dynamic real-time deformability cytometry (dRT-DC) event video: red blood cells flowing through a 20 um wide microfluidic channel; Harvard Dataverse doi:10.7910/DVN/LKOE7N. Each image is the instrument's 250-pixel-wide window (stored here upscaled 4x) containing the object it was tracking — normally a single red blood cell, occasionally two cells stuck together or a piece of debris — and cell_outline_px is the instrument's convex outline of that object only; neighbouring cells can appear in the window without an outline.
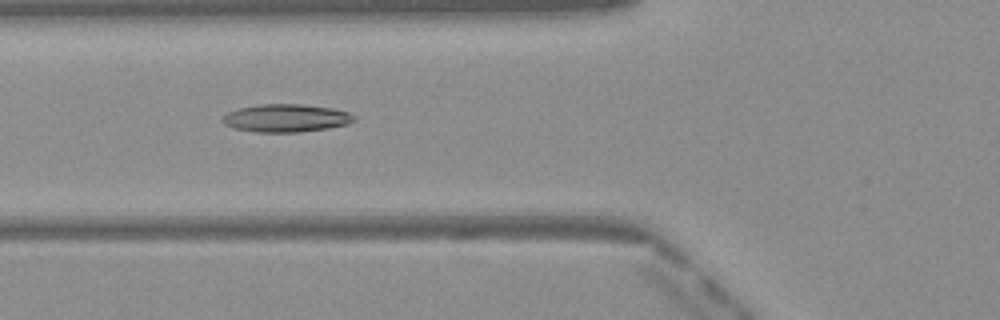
{"species": "Egyptian fruit bat (a non-hibernating species)", "species_latin": "Rousettus aegyptiacus", "temperature_condition": "warm", "stored_images_in_passage": 50, "camera_frame_rate_fps": 3000, "um_per_image_px": 0.085, "frame": {"image": 1, "passage_image": 19, "time_ms": 6.0, "image_size_px": [1000, 320], "cell_outline_px": [[356, 120], [348, 124], [328, 128], [300, 132], [256, 132], [236, 128], [224, 124], [220, 120], [228, 112], [236, 108], [260, 104], [300, 104], [332, 108], [348, 112], [356, 116]], "centroid_in_image_um": [24.32, 10.03], "position_along_channel_um": 101.5, "area_um2": 21.44}}
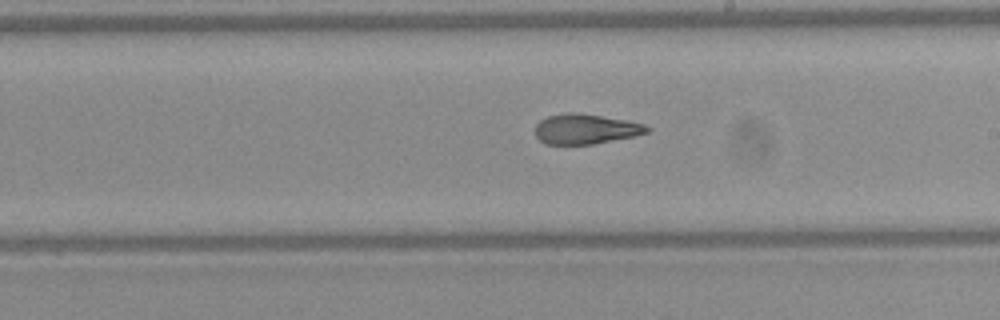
{"frame": {"image": 2, "passage_image": 29, "time_ms": 9.333, "image_size_px": [1000, 320], "cell_outline_px": [[652, 128], [648, 132], [636, 136], [592, 144], [544, 144], [536, 136], [536, 124], [540, 120], [548, 116], [572, 112], [580, 112], [628, 120], [644, 124]], "centroid_in_image_um": [49.81, 10.96], "position_along_channel_um": 239.2, "area_um2": 19.71}}
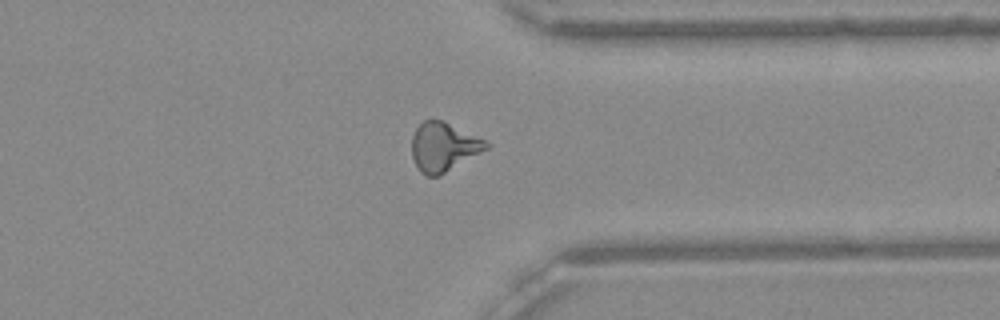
{"frame": {"image": 3, "passage_image": 39, "time_ms": 12.667, "image_size_px": [1000, 320], "cell_outline_px": [[492, 144], [488, 148], [440, 176], [428, 176], [420, 172], [412, 156], [412, 136], [416, 128], [424, 120], [432, 116], [444, 120]], "centroid_in_image_um": [37.68, 12.46], "position_along_channel_um": 373.7, "area_um2": 21.39}, "authors_computed_cell_mechanics": {"area_um2": 20.8658, "velocity_mm_per_s": 4.1216, "shape_relaxation_time_tau1_ms": null, "shape_relaxation_time_tau2_ms": 2.7498, "deformation_change_tau1": null, "deformation_change_tau2": 0.1181}}